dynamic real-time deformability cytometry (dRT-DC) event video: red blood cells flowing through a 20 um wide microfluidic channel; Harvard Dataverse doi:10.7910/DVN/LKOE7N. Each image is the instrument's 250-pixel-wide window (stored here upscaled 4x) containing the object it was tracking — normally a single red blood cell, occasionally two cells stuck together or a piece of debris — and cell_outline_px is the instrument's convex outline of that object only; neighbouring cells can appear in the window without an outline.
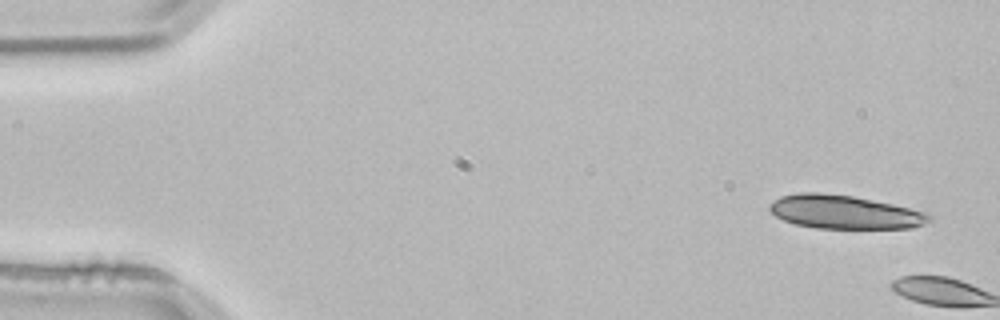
{"species": "common noctule bat (a hibernating species)", "species_latin": "Nyctalus noctula", "temperature_condition": "room temperature", "stored_images_in_passage": 4, "camera_frame_rate_fps": 3000, "um_per_image_px": 0.085, "animal": {"sex": "male", "body_mass_g": 21.5, "forearm_length_mm": 52.0}, "frame": {"image": 1, "passage_image": 1, "time_ms": 0.0, "image_size_px": [1000, 320], "cell_outline_px": [[932, 220], [912, 228], [816, 228], [792, 224], [776, 216], [768, 208], [768, 204], [780, 196], [800, 192], [816, 192], [852, 196], [892, 204], [924, 212], [932, 216]], "centroid_in_image_um": [71.73, 18.02], "position_along_channel_um": 13.3, "area_um2": 31.1}}